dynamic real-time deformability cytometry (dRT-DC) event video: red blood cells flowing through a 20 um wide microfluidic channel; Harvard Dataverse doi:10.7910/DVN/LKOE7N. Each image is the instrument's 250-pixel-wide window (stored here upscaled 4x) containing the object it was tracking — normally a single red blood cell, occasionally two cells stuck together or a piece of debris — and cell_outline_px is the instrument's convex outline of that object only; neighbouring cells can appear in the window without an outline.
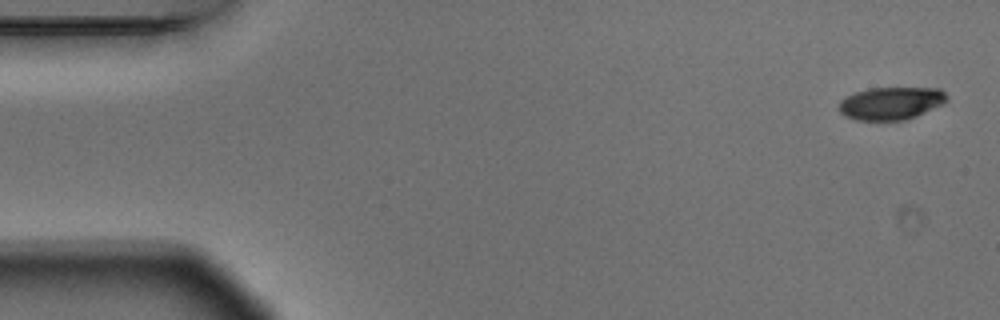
{"species": "Egyptian fruit bat (a non-hibernating species)", "species_latin": "Rousettus aegyptiacus", "temperature_condition": "warm", "stored_images_in_passage": 5, "camera_frame_rate_fps": 3000, "um_per_image_px": 0.085, "animal": {"sex": "male"}, "frame": {"image": 1, "passage_image": 1, "time_ms": 0.0, "image_size_px": [1000, 320], "cell_outline_px": [[948, 100], [944, 104], [916, 116], [904, 120], [856, 120], [844, 116], [840, 112], [840, 100], [856, 92], [868, 88], [940, 88], [948, 96]], "centroid_in_image_um": [75.77, 8.78], "position_along_channel_um": 9.2, "area_um2": 20.58}}
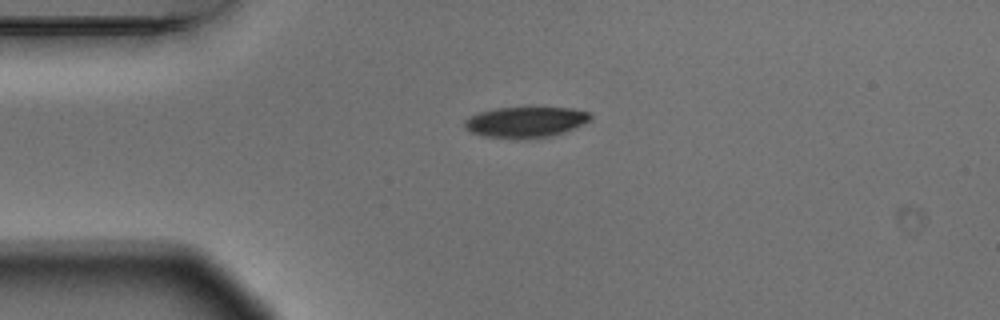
{"frame": {"image": 2, "passage_image": 4, "time_ms": 1.0, "image_size_px": [1000, 320], "cell_outline_px": [[592, 120], [564, 132], [552, 136], [516, 140], [480, 136], [464, 128], [464, 120], [468, 116], [480, 112], [496, 108], [572, 108], [588, 112], [592, 116]], "centroid_in_image_um": [44.64, 10.4], "position_along_channel_um": 40.4, "area_um2": 22.83}}